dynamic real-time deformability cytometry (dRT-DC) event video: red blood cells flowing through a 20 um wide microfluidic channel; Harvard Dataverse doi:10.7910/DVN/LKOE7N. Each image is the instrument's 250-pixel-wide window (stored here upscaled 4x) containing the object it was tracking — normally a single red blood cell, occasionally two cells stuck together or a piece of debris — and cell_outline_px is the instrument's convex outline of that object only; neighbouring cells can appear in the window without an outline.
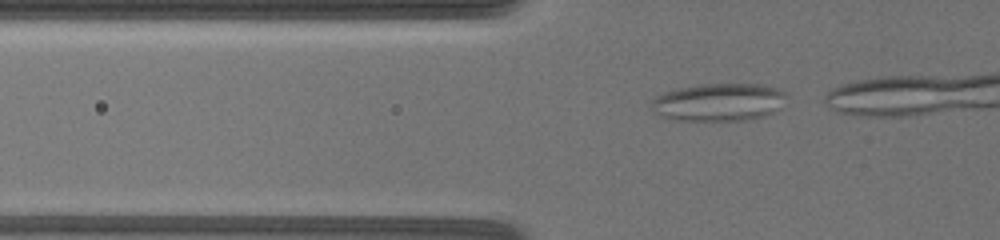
{"species": "common noctule bat (a hibernating species)", "species_latin": "Nyctalus noctula", "temperature_condition": "warm", "stored_images_in_passage": 19, "camera_frame_rate_fps": 3000, "um_per_image_px": 0.085, "animal": {"sex": "female", "body_mass_g": 19.5, "forearm_length_mm": 54.1}, "frame": {"image": 1, "passage_image": 11, "time_ms": 4.333, "image_size_px": [1000, 240], "cell_outline_px": [[788, 96], [780, 108], [776, 112], [764, 116], [744, 120], [676, 120], [652, 112], [652, 100], [656, 96], [664, 92], [680, 88], [704, 84], [760, 84], [776, 88], [784, 92]], "centroid_in_image_um": [61.13, 8.68], "position_along_channel_um": 64.7, "area_um2": 29.65}}